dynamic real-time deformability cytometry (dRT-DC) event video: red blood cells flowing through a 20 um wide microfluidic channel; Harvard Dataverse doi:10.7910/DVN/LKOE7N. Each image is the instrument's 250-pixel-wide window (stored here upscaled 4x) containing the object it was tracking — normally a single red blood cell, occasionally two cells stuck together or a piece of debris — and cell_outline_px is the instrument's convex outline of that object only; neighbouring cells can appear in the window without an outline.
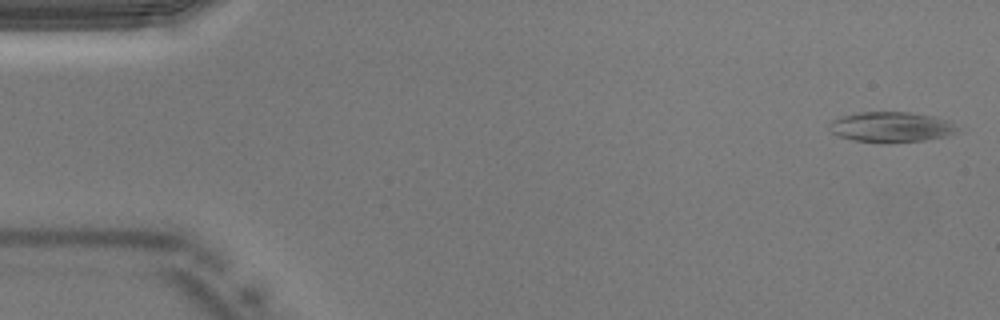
{"species": "Egyptian fruit bat (a non-hibernating species)", "species_latin": "Rousettus aegyptiacus", "temperature_condition": "warm", "stored_images_in_passage": 41, "camera_frame_rate_fps": 3000, "um_per_image_px": 0.085, "animal": {"sex": "male"}, "frame": {"image": 1, "passage_image": 1, "time_ms": 0.0, "image_size_px": [1000, 320], "cell_outline_px": [[956, 132], [944, 136], [924, 140], [852, 140], [840, 136], [832, 132], [828, 128], [828, 124], [832, 120], [844, 116], [860, 112], [908, 112], [932, 116], [948, 120], [956, 128]], "centroid_in_image_um": [75.71, 10.75], "position_along_channel_um": 9.3, "area_um2": 21.5}}
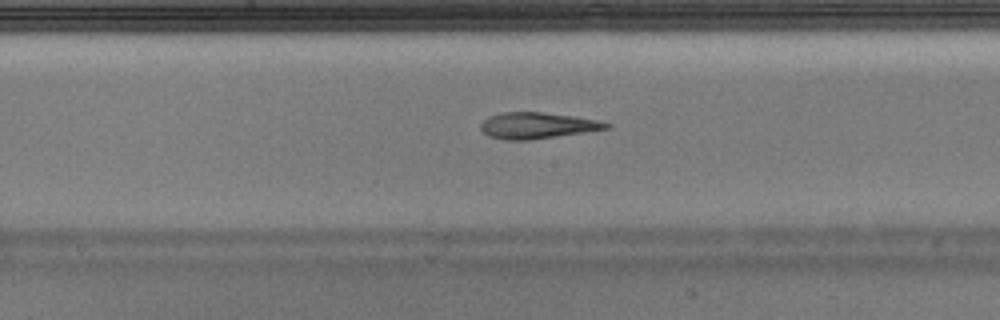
{"frame": {"image": 2, "passage_image": 21, "time_ms": 6.667, "image_size_px": [1000, 320], "cell_outline_px": [[612, 128], [528, 140], [504, 140], [488, 136], [480, 128], [480, 124], [488, 116], [504, 112], [540, 112], [576, 116], [600, 120], [612, 124]], "centroid_in_image_um": [45.69, 10.66], "position_along_channel_um": 202.5, "area_um2": 19.25}}
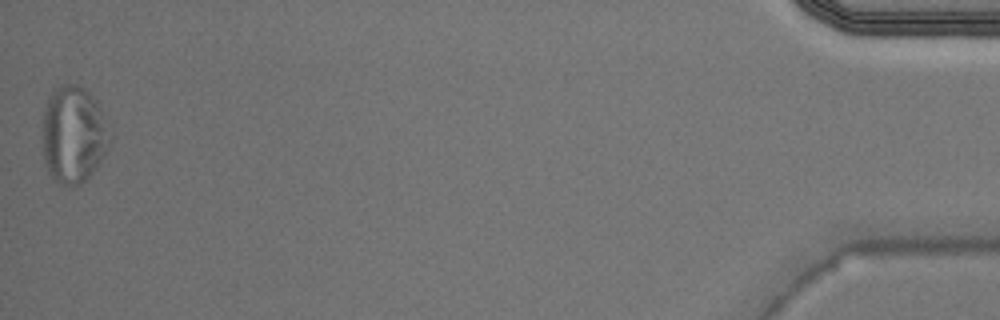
{"frame": {"image": 3, "passage_image": 41, "time_ms": 13.333, "image_size_px": [1000, 320], "cell_outline_px": [[112, 144], [96, 168], [80, 184], [68, 188], [60, 184], [52, 176], [44, 164], [44, 108], [48, 96], [56, 88], [64, 84], [76, 84], [84, 88], [96, 100], [108, 120], [112, 128]], "centroid_in_image_um": [6.31, 11.44], "position_along_channel_um": 428.9, "area_um2": 38.73}}